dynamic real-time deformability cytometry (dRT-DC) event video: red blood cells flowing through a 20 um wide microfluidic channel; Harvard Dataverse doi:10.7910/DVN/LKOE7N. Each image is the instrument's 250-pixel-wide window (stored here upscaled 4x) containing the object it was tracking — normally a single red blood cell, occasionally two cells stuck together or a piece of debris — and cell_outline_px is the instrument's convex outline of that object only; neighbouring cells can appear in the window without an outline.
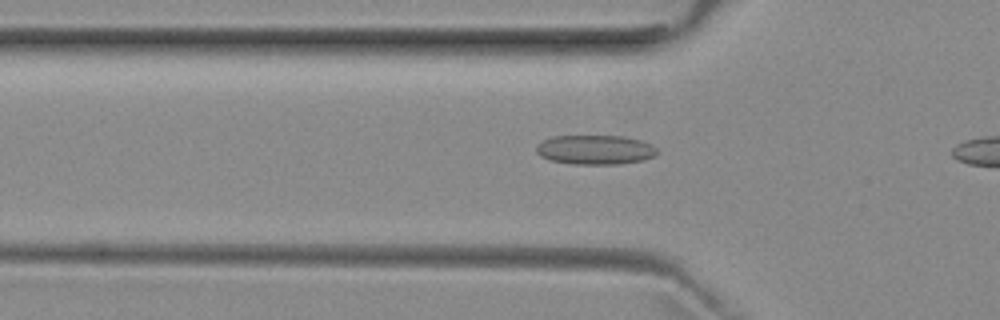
{"species": "common noctule bat (a hibernating species)", "species_latin": "Nyctalus noctula", "temperature_condition": "room temperature", "stored_images_in_passage": 21, "camera_frame_rate_fps": 3000, "um_per_image_px": 0.085, "animal": {"sex": "female", "body_mass_g": 29.2, "forearm_length_mm": 56.3}, "frame": {"image": 1, "passage_image": 9, "time_ms": 2.667, "image_size_px": [1000, 320], "cell_outline_px": [[656, 152], [652, 156], [644, 160], [620, 164], [572, 164], [548, 160], [540, 156], [536, 152], [536, 144], [552, 136], [624, 136], [640, 140], [652, 144], [656, 148]], "centroid_in_image_um": [50.55, 12.73], "position_along_channel_um": 75.2, "area_um2": 20.81}}
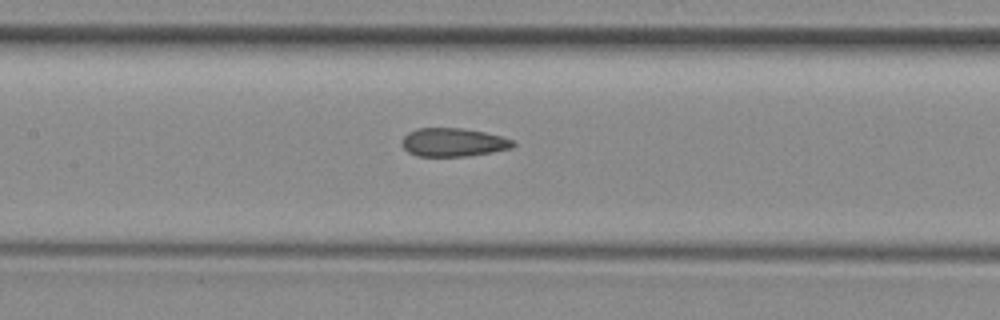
{"frame": {"image": 2, "passage_image": 16, "time_ms": 5.0, "image_size_px": [1000, 320], "cell_outline_px": [[516, 144], [512, 148], [492, 152], [468, 156], [416, 156], [408, 152], [404, 148], [404, 136], [408, 132], [416, 128], [460, 128], [484, 132], [500, 136], [512, 140]], "centroid_in_image_um": [38.53, 12.1], "position_along_channel_um": 168.9, "area_um2": 18.26}}
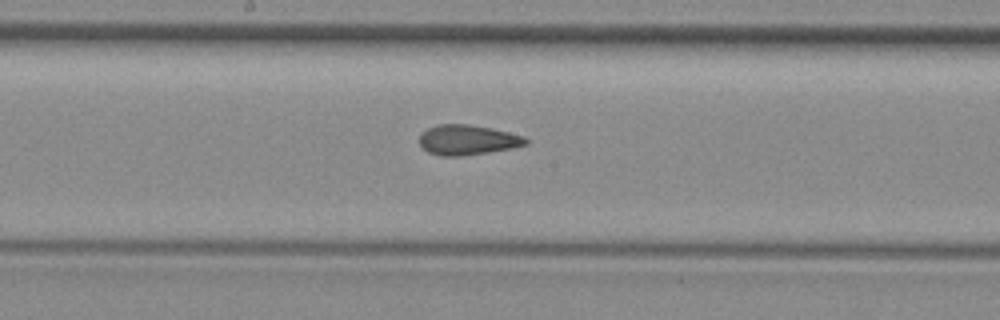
{"frame": {"image": 3, "passage_image": 19, "time_ms": 6.0, "image_size_px": [1000, 320], "cell_outline_px": [[528, 144], [512, 148], [464, 156], [440, 156], [428, 152], [420, 148], [420, 136], [428, 128], [436, 124], [468, 124], [492, 128], [524, 136], [528, 140]], "centroid_in_image_um": [39.73, 11.9], "position_along_channel_um": 208.5, "area_um2": 18.73}}